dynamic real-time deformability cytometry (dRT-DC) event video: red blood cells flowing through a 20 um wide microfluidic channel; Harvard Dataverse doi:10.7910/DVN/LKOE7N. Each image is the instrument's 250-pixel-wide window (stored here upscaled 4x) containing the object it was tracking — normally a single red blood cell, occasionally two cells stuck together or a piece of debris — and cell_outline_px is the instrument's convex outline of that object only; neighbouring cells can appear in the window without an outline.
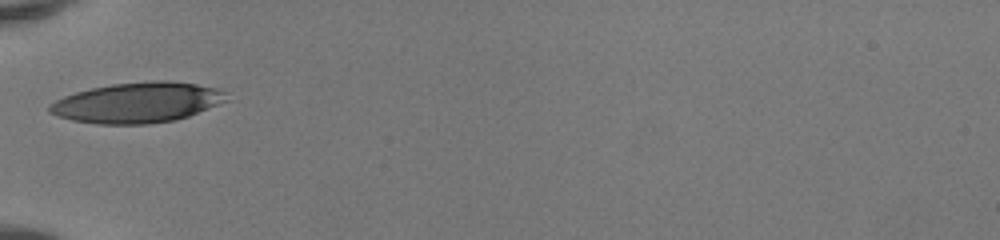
{"species": "human", "species_latin": "Homo sapiens", "temperature_condition": "room temperature", "stored_images_in_passage": 20, "camera_frame_rate_fps": 3000, "um_per_image_px": 0.085, "donor": {"sex": "female"}, "frame": {"image": 1, "passage_image": 1, "time_ms": 0.0, "image_size_px": [1000, 240], "cell_outline_px": [[228, 100], [188, 116], [176, 120], [148, 124], [100, 124], [72, 120], [56, 116], [48, 112], [48, 104], [64, 96], [76, 92], [92, 88], [112, 84], [152, 80], [168, 80], [196, 84], [220, 88], [224, 92]], "centroid_in_image_um": [11.66, 8.71], "position_along_channel_um": 73.3, "area_um2": 41.67}}
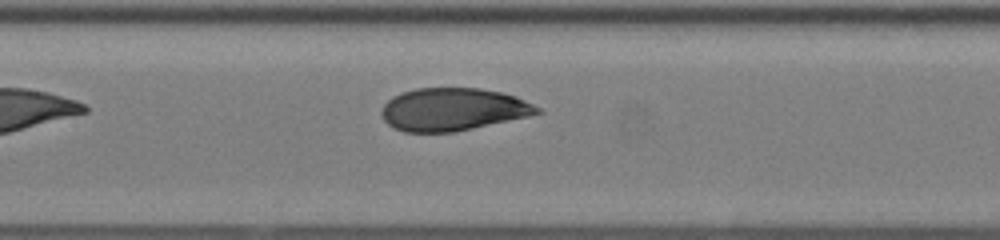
{"frame": {"image": 2, "passage_image": 8, "time_ms": 2.333, "image_size_px": [1000, 240], "cell_outline_px": [[544, 112], [528, 116], [472, 128], [452, 132], [404, 132], [388, 124], [384, 120], [380, 112], [380, 108], [392, 96], [416, 88], [480, 88], [500, 92], [516, 96], [540, 108]], "centroid_in_image_um": [38.47, 9.29], "position_along_channel_um": 168.9, "area_um2": 38.55}}
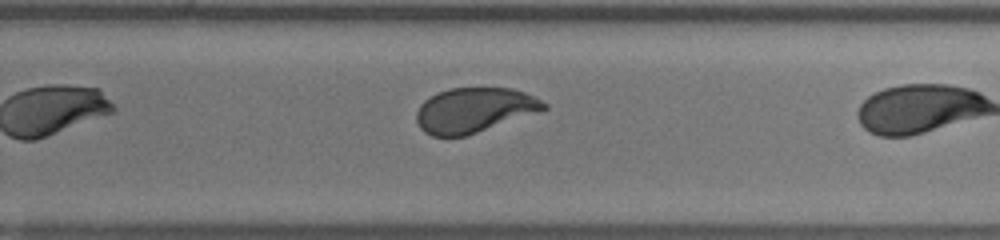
{"frame": {"image": 3, "passage_image": 14, "time_ms": 4.333, "image_size_px": [1000, 240], "cell_outline_px": [[548, 108], [540, 112], [464, 136], [432, 136], [424, 132], [420, 128], [416, 120], [416, 112], [420, 104], [424, 100], [448, 88], [512, 88], [524, 92], [548, 104]], "centroid_in_image_um": [40.3, 9.36], "position_along_channel_um": 289.5, "area_um2": 33.12}}